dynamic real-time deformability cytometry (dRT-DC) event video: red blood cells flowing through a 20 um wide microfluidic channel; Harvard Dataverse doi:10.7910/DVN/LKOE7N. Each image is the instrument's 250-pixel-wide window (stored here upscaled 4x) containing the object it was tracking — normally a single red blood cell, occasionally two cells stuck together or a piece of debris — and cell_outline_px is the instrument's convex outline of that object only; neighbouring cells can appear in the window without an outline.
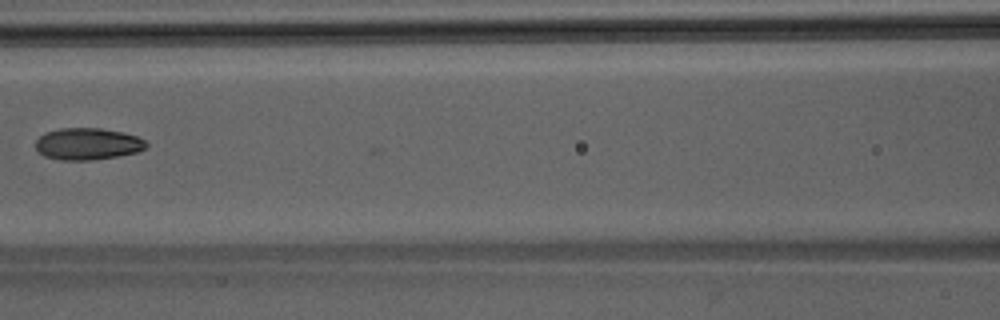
{"species": "Egyptian fruit bat (a non-hibernating species)", "species_latin": "Rousettus aegyptiacus", "temperature_condition": "room temperature", "stored_images_in_passage": 6, "camera_frame_rate_fps": 3000, "um_per_image_px": 0.085, "animal": {"sex": "male"}, "frame": {"image": 1, "passage_image": 6, "time_ms": 1.667, "image_size_px": [1000, 320], "cell_outline_px": [[148, 144], [144, 148], [136, 152], [116, 156], [92, 160], [60, 160], [44, 156], [36, 148], [36, 140], [44, 132], [60, 128], [100, 128], [124, 132], [136, 136], [144, 140]], "centroid_in_image_um": [7.42, 12.22], "position_along_channel_um": 159.2, "area_um2": 20.46}}